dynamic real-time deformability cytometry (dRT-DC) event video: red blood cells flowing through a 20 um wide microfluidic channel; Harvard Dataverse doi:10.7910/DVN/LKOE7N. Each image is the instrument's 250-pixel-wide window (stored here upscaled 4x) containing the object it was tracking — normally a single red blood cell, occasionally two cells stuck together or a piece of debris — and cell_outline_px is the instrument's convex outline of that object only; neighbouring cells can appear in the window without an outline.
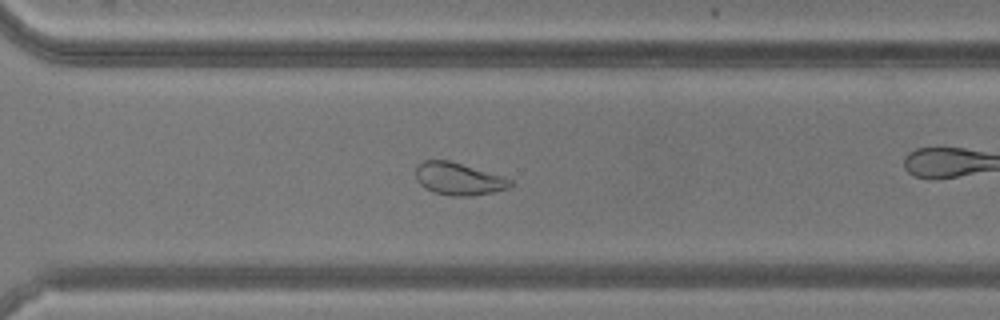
{"species": "common noctule bat (a hibernating species)", "species_latin": "Nyctalus noctula", "temperature_condition": "warm", "stored_images_in_passage": 49, "camera_frame_rate_fps": 3000, "um_per_image_px": 0.085, "animal": {"sex": "male", "body_mass_g": 20.5, "forearm_length_mm": 52.5}, "frame": {"image": 1, "passage_image": 35, "time_ms": 11.333, "image_size_px": [1000, 320], "cell_outline_px": [[512, 184], [508, 188], [492, 192], [472, 196], [452, 196], [432, 192], [424, 188], [416, 180], [416, 164], [424, 160], [448, 160], [504, 176], [512, 180]], "centroid_in_image_um": [38.95, 15.2], "position_along_channel_um": 331.7, "area_um2": 17.98}}
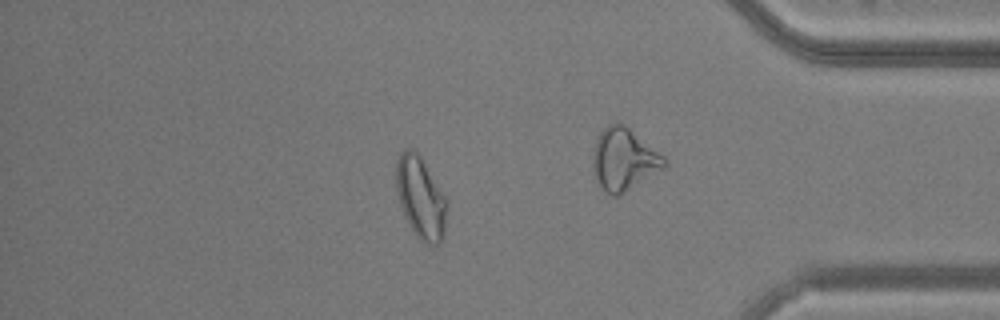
{"frame": {"image": 2, "passage_image": 42, "time_ms": 13.667, "image_size_px": [1000, 320], "cell_outline_px": [[444, 236], [440, 244], [428, 244], [420, 240], [416, 236], [404, 216], [396, 192], [396, 160], [400, 152], [408, 148], [412, 148], [420, 156], [444, 196]], "centroid_in_image_um": [35.69, 16.8], "position_along_channel_um": 399.5, "area_um2": 23.58}}